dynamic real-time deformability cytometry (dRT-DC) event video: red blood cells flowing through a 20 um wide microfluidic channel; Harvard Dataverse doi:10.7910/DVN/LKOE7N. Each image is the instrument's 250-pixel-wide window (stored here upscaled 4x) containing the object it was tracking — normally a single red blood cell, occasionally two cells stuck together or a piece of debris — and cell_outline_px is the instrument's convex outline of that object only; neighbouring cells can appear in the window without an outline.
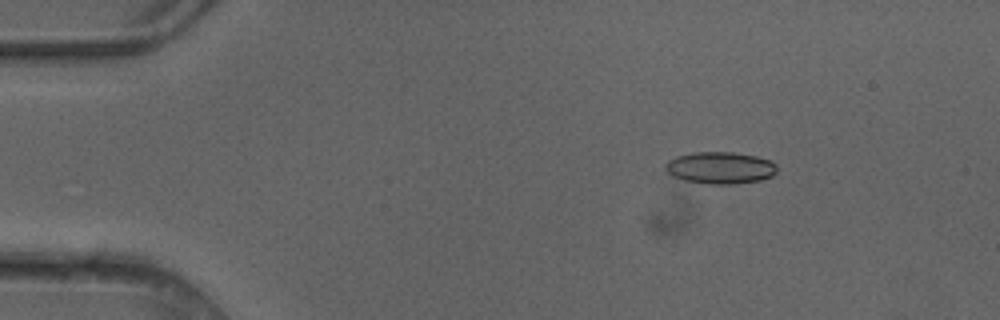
{"species": "common noctule bat (a hibernating species)", "species_latin": "Nyctalus noctula", "temperature_condition": "cold", "stored_images_in_passage": 3, "camera_frame_rate_fps": 3000, "um_per_image_px": 0.085, "animal": {"sex": "female"}, "frame": {"image": 1, "passage_image": 1, "time_ms": 0.0, "image_size_px": [1000, 320], "cell_outline_px": [[776, 172], [772, 176], [760, 180], [732, 184], [708, 184], [684, 180], [672, 176], [664, 168], [664, 164], [668, 160], [676, 156], [696, 152], [732, 152], [756, 156], [768, 160], [776, 164]], "centroid_in_image_um": [61.19, 14.26], "position_along_channel_um": 23.8, "area_um2": 20.75}}